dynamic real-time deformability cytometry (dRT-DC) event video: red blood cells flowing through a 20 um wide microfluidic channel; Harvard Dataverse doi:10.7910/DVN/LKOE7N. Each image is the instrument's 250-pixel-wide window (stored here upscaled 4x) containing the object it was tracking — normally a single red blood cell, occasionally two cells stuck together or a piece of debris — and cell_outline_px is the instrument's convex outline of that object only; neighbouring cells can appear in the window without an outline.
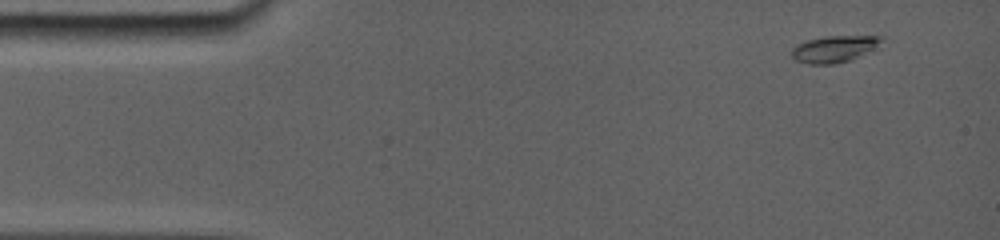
{"species": "common noctule bat (a hibernating species)", "species_latin": "Nyctalus noctula", "temperature_condition": "room temperature", "stored_images_in_passage": 5, "segment_of_instrument_passage": [2, 2], "camera_frame_rate_fps": 5000, "um_per_image_px": 0.085, "animal": {"sex": "female", "body_mass_g": 19.0, "forearm_length_mm": 56.7}, "frame": {"image": 1, "passage_image": 5, "time_ms": 5.0, "image_size_px": [1000, 240], "cell_outline_px": [[884, 36], [872, 52], [852, 60], [836, 64], [808, 64], [796, 60], [792, 56], [792, 48], [796, 44], [808, 40], [824, 36]], "centroid_in_image_um": [70.92, 4.17], "position_along_channel_um": 14.1, "area_um2": 14.1}}